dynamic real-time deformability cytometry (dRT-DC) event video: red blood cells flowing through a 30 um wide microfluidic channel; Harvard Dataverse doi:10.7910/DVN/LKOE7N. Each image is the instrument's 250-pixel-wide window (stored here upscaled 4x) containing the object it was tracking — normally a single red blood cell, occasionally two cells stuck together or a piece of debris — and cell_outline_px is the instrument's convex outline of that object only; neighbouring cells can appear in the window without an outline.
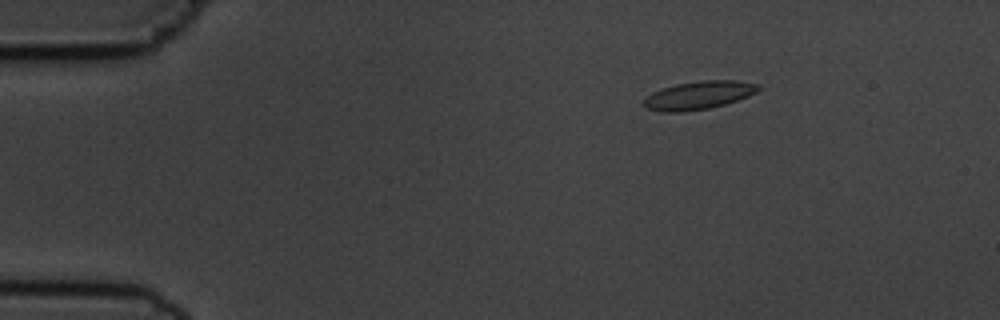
{"species": "common noctule bat (a hibernating species)", "species_latin": "Nyctalus noctula", "temperature_condition": "cold", "stored_images_in_passage": 47, "camera_frame_rate_fps": 3000, "um_per_image_px": 0.085, "animal": {"sex": "male", "body_mass_g": 19.5, "forearm_length_mm": 54.6}, "frame": {"image": 1, "passage_image": 1, "time_ms": 0.0, "image_size_px": [1000, 320], "cell_outline_px": [[760, 88], [756, 92], [748, 96], [724, 104], [708, 108], [684, 112], [660, 112], [644, 108], [644, 100], [652, 92], [676, 84], [700, 80], [736, 80], [760, 84]], "centroid_in_image_um": [59.38, 8.09], "position_along_channel_um": 25.6, "area_um2": 18.79}}
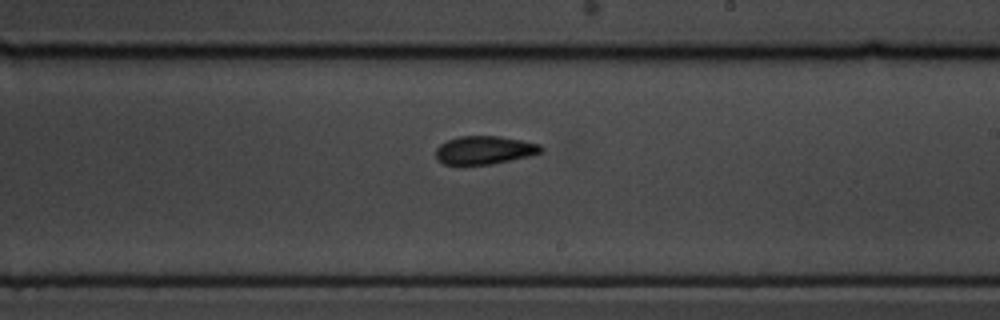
{"frame": {"image": 2, "passage_image": 25, "time_ms": 8.0, "image_size_px": [1000, 320], "cell_outline_px": [[544, 152], [528, 156], [492, 164], [444, 164], [436, 160], [436, 148], [440, 144], [448, 140], [460, 136], [500, 136], [540, 144], [544, 148]], "centroid_in_image_um": [41.18, 12.75], "position_along_channel_um": 247.8, "area_um2": 17.28}}
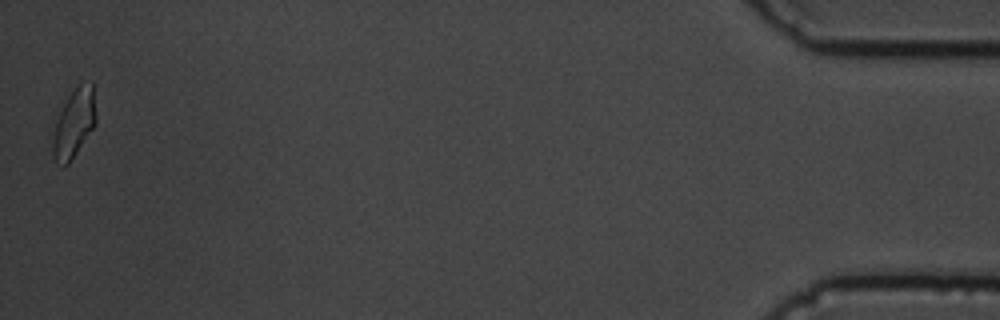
{"frame": {"image": 3, "passage_image": 47, "time_ms": 15.333, "image_size_px": [1000, 320], "cell_outline_px": [[96, 124], [68, 164], [64, 164], [56, 160], [52, 152], [52, 140], [56, 120], [68, 96], [80, 84], [92, 84], [96, 112]], "centroid_in_image_um": [6.3, 10.48], "position_along_channel_um": 428.9, "area_um2": 16.7}, "authors_computed_cell_mechanics": {"area_um2": 17.2822, "velocity_mm_per_s": 3.6689, "shape_relaxation_time_tau1_ms": 4.0611, "shape_relaxation_time_tau2_ms": 3.7439, "deformation_change_tau1": 0.1005, "deformation_change_tau2": 0.1068}}